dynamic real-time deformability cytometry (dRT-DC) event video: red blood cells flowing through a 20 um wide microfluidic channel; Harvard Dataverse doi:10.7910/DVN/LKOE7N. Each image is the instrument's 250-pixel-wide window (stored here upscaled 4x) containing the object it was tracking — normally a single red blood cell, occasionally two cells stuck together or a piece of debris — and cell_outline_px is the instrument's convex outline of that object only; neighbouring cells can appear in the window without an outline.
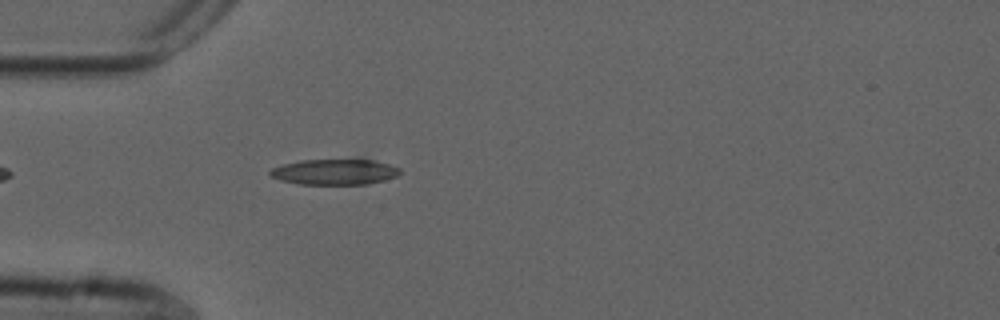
{"species": "common noctule bat (a hibernating species)", "species_latin": "Nyctalus noctula", "temperature_condition": "cold", "stored_images_in_passage": 5, "camera_frame_rate_fps": 3000, "um_per_image_px": 0.085, "animal": {"sex": "male", "forearm_length_mm": 52.5}, "frame": {"image": 1, "passage_image": 1, "time_ms": 0.0, "image_size_px": [1000, 320], "cell_outline_px": [[400, 172], [396, 176], [384, 180], [368, 184], [300, 184], [280, 180], [272, 176], [268, 172], [272, 168], [284, 164], [300, 160], [356, 156], [364, 156], [400, 168]], "centroid_in_image_um": [28.5, 14.54], "position_along_channel_um": 56.5, "area_um2": 20.4}}
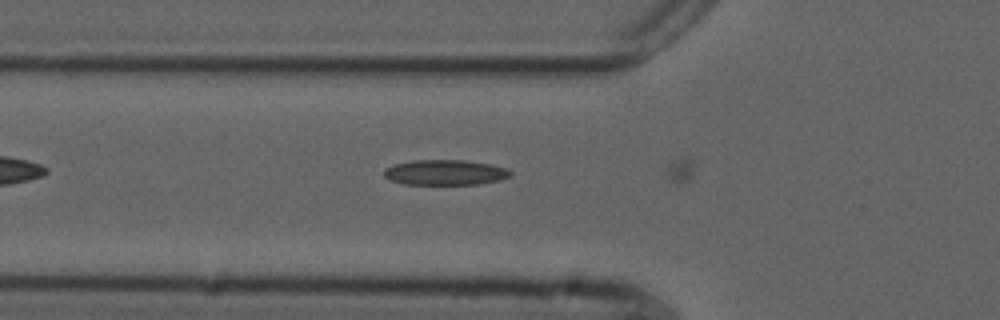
{"frame": {"image": 2, "passage_image": 4, "time_ms": 1.0, "image_size_px": [1000, 320], "cell_outline_px": [[512, 176], [500, 180], [480, 184], [404, 184], [388, 180], [384, 176], [384, 168], [392, 164], [412, 160], [464, 160], [488, 164], [508, 168], [512, 172]], "centroid_in_image_um": [37.82, 14.66], "position_along_channel_um": 88.0, "area_um2": 18.84}}